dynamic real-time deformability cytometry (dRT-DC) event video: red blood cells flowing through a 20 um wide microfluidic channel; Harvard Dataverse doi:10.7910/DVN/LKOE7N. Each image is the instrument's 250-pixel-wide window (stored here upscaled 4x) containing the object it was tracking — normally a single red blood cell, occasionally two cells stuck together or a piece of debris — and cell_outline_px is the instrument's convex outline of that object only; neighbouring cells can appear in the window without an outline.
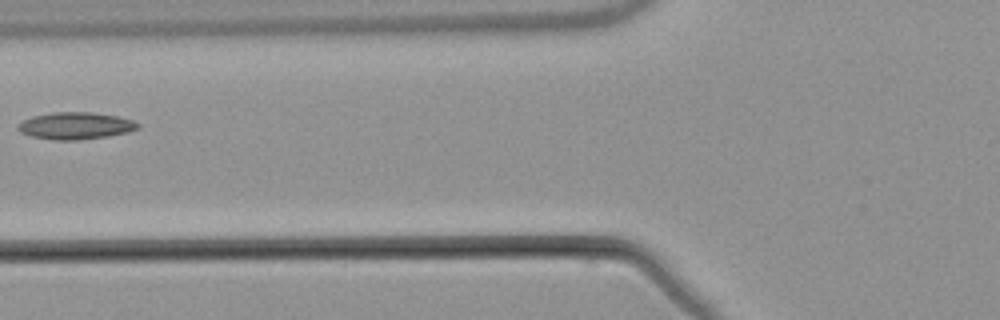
{"species": "common noctule bat (a hibernating species)", "species_latin": "Nyctalus noctula", "temperature_condition": "warm", "stored_images_in_passage": 4, "camera_frame_rate_fps": 3000, "um_per_image_px": 0.085, "animal": {"sex": "male", "body_mass_g": 21.5, "forearm_length_mm": 52.0}, "frame": {"image": 1, "passage_image": 4, "time_ms": 3.667, "image_size_px": [1000, 320], "cell_outline_px": [[140, 128], [128, 132], [108, 136], [80, 140], [52, 140], [32, 136], [20, 132], [16, 128], [16, 124], [32, 116], [52, 112], [92, 112], [116, 116], [132, 120], [140, 124]], "centroid_in_image_um": [6.4, 10.69], "position_along_channel_um": 119.4, "area_um2": 19.02}}